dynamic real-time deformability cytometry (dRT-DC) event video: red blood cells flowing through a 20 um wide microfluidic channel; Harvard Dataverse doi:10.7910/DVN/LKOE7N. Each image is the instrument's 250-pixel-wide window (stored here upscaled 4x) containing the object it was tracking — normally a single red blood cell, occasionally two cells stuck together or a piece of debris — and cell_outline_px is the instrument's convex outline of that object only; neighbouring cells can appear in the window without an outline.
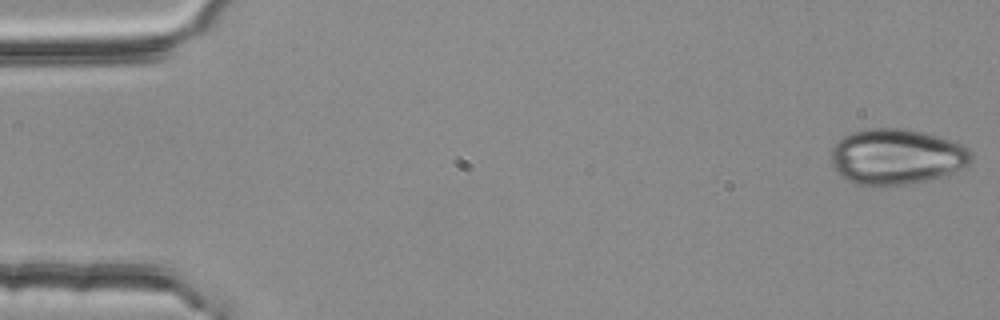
{"species": "common noctule bat (a hibernating species)", "species_latin": "Nyctalus noctula", "temperature_condition": "room temperature", "stored_images_in_passage": 51, "camera_frame_rate_fps": 3000, "um_per_image_px": 0.085, "animal": {"sex": "female", "body_mass_g": 25.1}, "frame": {"image": 1, "passage_image": 1, "time_ms": 0.0, "image_size_px": [1000, 320], "cell_outline_px": [[972, 160], [968, 164], [952, 172], [928, 180], [904, 184], [856, 184], [840, 176], [836, 172], [832, 164], [832, 148], [836, 140], [852, 132], [868, 128], [904, 128], [924, 132], [940, 136], [952, 140], [968, 148], [972, 152]], "centroid_in_image_um": [76.19, 13.28], "position_along_channel_um": 8.8, "area_um2": 45.26}}
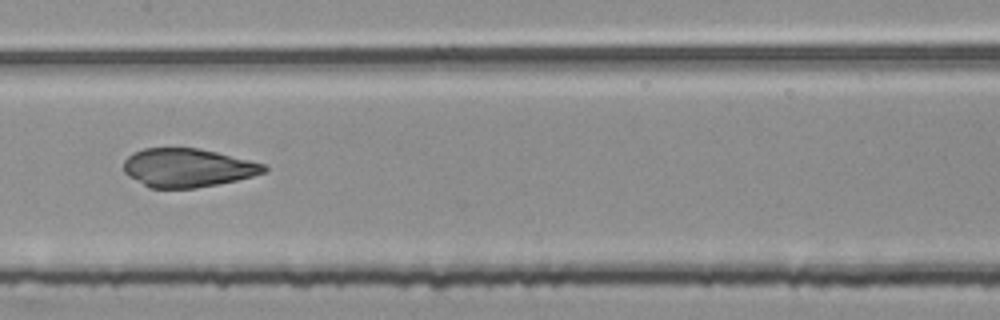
{"frame": {"image": 2, "passage_image": 27, "time_ms": 8.667, "image_size_px": [1000, 320], "cell_outline_px": [[268, 172], [236, 180], [196, 188], [148, 188], [128, 176], [124, 172], [124, 160], [132, 152], [144, 148], [200, 148], [264, 164], [268, 168]], "centroid_in_image_um": [15.92, 14.26], "position_along_channel_um": 191.5, "area_um2": 31.56}}
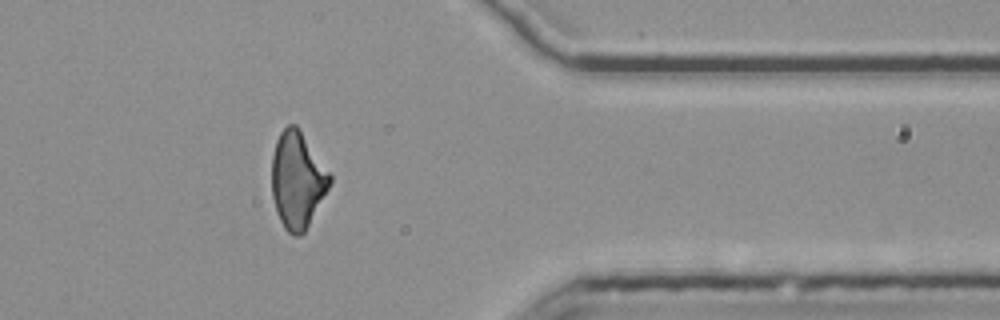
{"frame": {"image": 3, "passage_image": 44, "time_ms": 14.333, "image_size_px": [1000, 320], "cell_outline_px": [[332, 180], [328, 188], [304, 232], [300, 236], [292, 236], [284, 228], [276, 212], [272, 196], [272, 156], [276, 140], [280, 132], [288, 124], [296, 124], [332, 176]], "centroid_in_image_um": [25.25, 15.3], "position_along_channel_um": 386.1, "area_um2": 32.37}}